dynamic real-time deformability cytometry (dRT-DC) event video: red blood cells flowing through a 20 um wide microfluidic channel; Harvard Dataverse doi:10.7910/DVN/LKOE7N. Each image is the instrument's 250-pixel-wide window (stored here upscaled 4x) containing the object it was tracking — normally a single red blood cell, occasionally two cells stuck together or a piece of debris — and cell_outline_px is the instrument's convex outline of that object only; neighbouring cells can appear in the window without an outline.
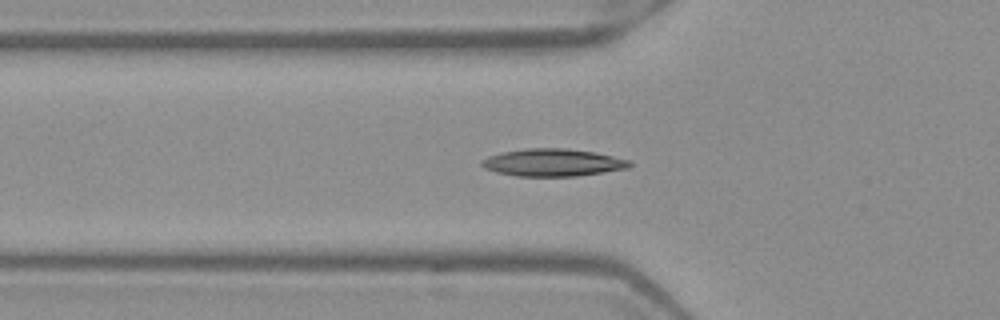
{"species": "Egyptian fruit bat (a non-hibernating species)", "species_latin": "Rousettus aegyptiacus", "temperature_condition": "warm", "stored_images_in_passage": 48, "camera_frame_rate_fps": 3000, "um_per_image_px": 0.085, "frame": {"image": 1, "passage_image": 18, "time_ms": 5.667, "image_size_px": [1000, 320], "cell_outline_px": [[632, 164], [628, 168], [604, 172], [576, 176], [516, 176], [496, 172], [484, 168], [480, 164], [480, 160], [488, 156], [504, 152], [524, 148], [564, 148], [592, 152], [612, 156], [628, 160]], "centroid_in_image_um": [46.94, 13.82], "position_along_channel_um": 78.9, "area_um2": 23.52}}
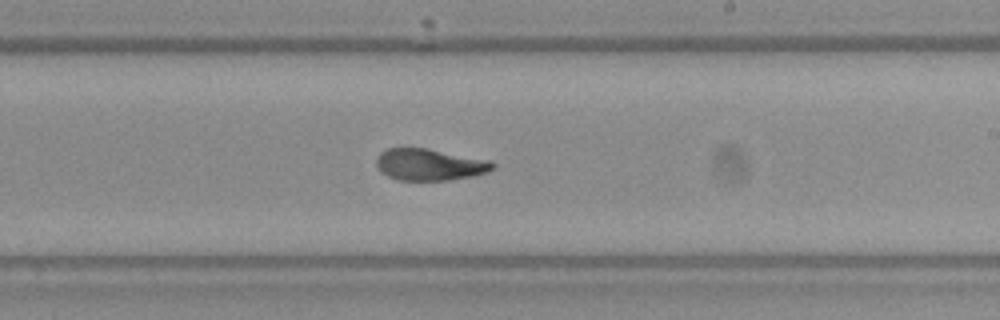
{"frame": {"image": 2, "passage_image": 31, "time_ms": 10.0, "image_size_px": [1000, 320], "cell_outline_px": [[496, 168], [488, 172], [472, 176], [448, 180], [400, 180], [388, 176], [380, 172], [376, 164], [376, 156], [380, 152], [388, 148], [428, 148], [488, 160], [496, 164]], "centroid_in_image_um": [36.51, 13.99], "position_along_channel_um": 252.5, "area_um2": 21.56}}
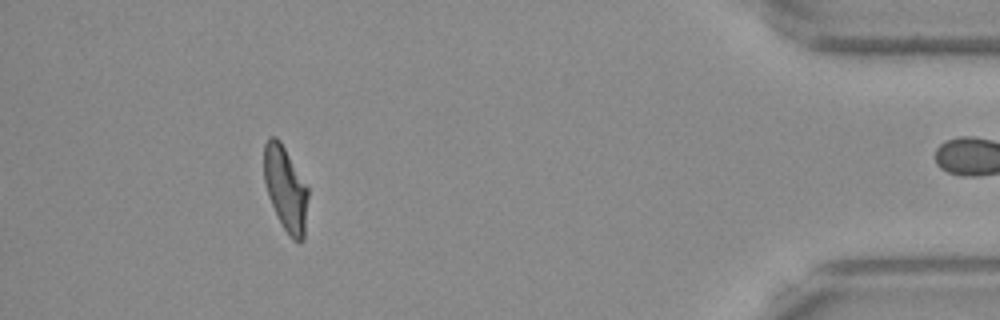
{"frame": {"image": 3, "passage_image": 47, "time_ms": 15.333, "image_size_px": [1000, 320], "cell_outline_px": [[308, 196], [304, 240], [300, 244], [292, 240], [288, 236], [268, 196], [264, 180], [264, 144], [268, 136], [276, 136], [280, 140], [308, 188]], "centroid_in_image_um": [24.28, 16.06], "position_along_channel_um": 410.9, "area_um2": 21.73}}